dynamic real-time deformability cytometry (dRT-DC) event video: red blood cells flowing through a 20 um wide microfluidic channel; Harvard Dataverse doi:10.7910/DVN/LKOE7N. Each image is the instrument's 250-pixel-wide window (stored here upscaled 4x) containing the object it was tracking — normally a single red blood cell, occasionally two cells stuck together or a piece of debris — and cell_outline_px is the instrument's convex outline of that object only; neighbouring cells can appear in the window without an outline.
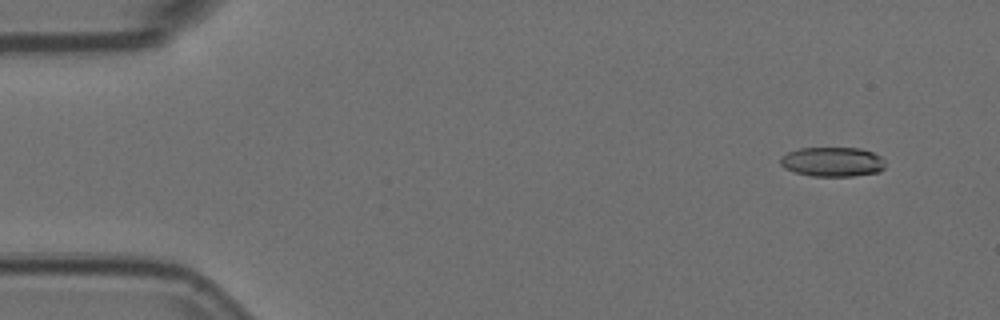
{"species": "Egyptian fruit bat (a non-hibernating species)", "species_latin": "Rousettus aegyptiacus", "temperature_condition": "room temperature", "stored_images_in_passage": 6, "camera_frame_rate_fps": 3000, "um_per_image_px": 0.085, "animal": {"sex": "female"}, "frame": {"image": 1, "passage_image": 2, "time_ms": 0.333, "image_size_px": [1000, 320], "cell_outline_px": [[884, 168], [880, 172], [852, 176], [812, 176], [796, 172], [784, 168], [780, 164], [780, 156], [788, 152], [800, 148], [860, 148], [872, 152], [880, 156], [884, 160]], "centroid_in_image_um": [70.75, 13.75], "position_along_channel_um": 14.2, "area_um2": 18.09}}
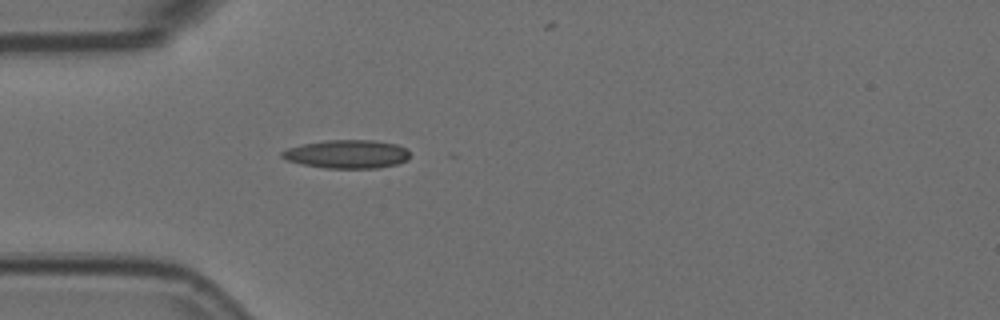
{"frame": {"image": 2, "passage_image": 5, "time_ms": 1.333, "image_size_px": [1000, 320], "cell_outline_px": [[408, 160], [396, 164], [380, 168], [324, 168], [304, 164], [288, 160], [280, 156], [280, 152], [288, 148], [300, 144], [324, 140], [372, 140], [396, 144], [408, 148]], "centroid_in_image_um": [29.5, 13.09], "position_along_channel_um": 55.5, "area_um2": 21.27}}